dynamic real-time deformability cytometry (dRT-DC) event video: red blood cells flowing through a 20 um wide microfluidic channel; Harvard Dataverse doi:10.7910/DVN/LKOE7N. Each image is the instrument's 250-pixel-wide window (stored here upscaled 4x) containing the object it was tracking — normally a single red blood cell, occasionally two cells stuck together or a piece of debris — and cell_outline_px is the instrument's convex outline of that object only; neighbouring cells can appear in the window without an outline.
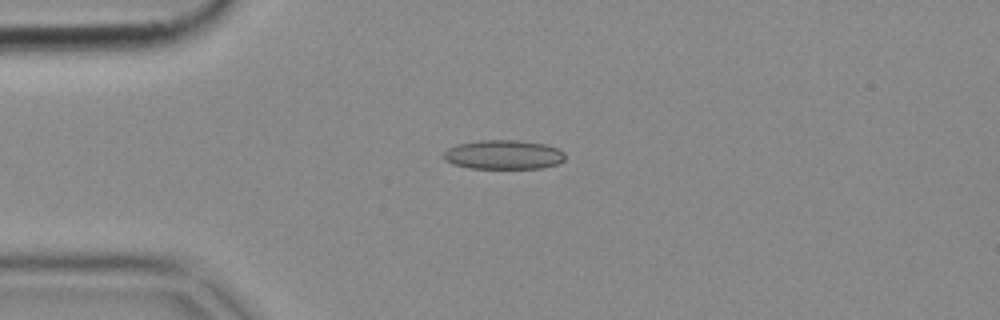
{"species": "common noctule bat (a hibernating species)", "species_latin": "Nyctalus noctula", "temperature_condition": "cold", "stored_images_in_passage": 41, "camera_frame_rate_fps": 3000, "um_per_image_px": 0.085, "animal": {"sex": "female", "body_mass_g": 18.4}, "frame": {"image": 1, "passage_image": 2, "time_ms": 0.333, "image_size_px": [1000, 320], "cell_outline_px": [[564, 160], [556, 164], [540, 168], [468, 168], [452, 164], [444, 160], [444, 152], [448, 148], [456, 144], [480, 140], [516, 140], [544, 144], [560, 148], [564, 152]], "centroid_in_image_um": [42.78, 13.14], "position_along_channel_um": 42.2, "area_um2": 20.75}}
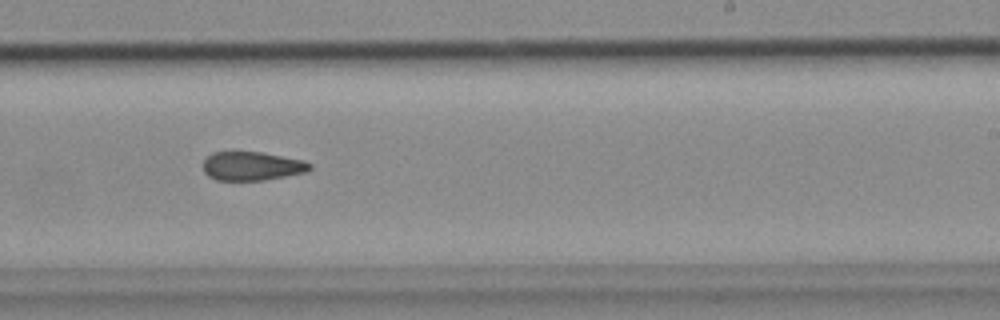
{"frame": {"image": 2, "passage_image": 21, "time_ms": 6.667, "image_size_px": [1000, 320], "cell_outline_px": [[312, 168], [304, 172], [264, 180], [216, 180], [208, 176], [204, 172], [204, 160], [212, 152], [260, 152], [304, 160], [312, 164]], "centroid_in_image_um": [21.41, 14.11], "position_along_channel_um": 267.6, "area_um2": 17.74}}
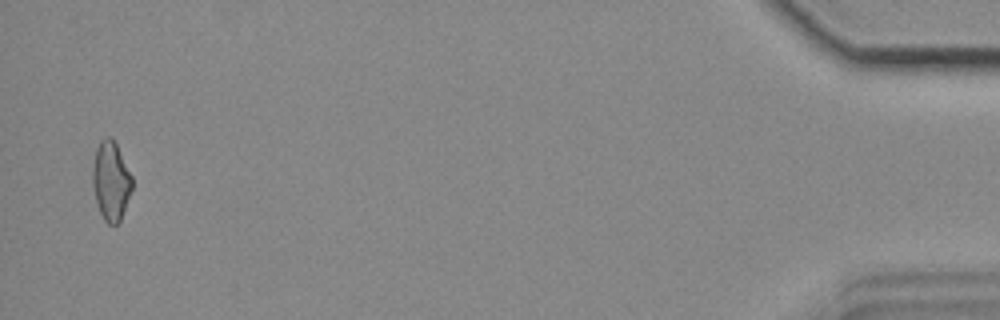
{"frame": {"image": 3, "passage_image": 40, "time_ms": 13.0, "image_size_px": [1000, 320], "cell_outline_px": [[132, 188], [120, 220], [116, 224], [108, 224], [104, 220], [100, 212], [96, 200], [92, 184], [92, 168], [96, 148], [100, 140], [104, 136], [112, 136], [132, 176]], "centroid_in_image_um": [9.41, 15.34], "position_along_channel_um": 425.8, "area_um2": 18.09}}